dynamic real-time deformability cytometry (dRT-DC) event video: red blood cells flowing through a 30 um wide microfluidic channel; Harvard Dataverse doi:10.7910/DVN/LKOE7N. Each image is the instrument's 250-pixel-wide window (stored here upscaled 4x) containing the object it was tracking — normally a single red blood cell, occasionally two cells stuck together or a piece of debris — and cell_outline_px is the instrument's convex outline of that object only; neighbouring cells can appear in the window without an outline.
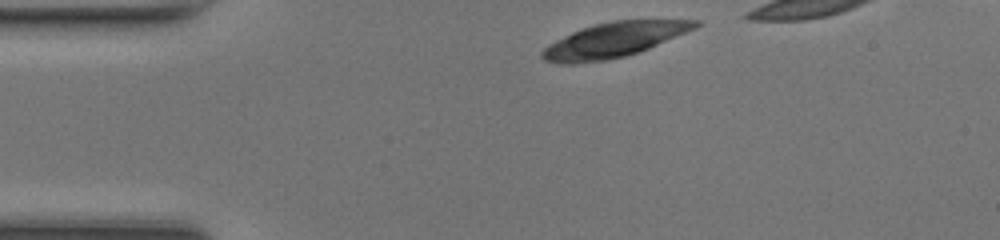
{"species": "common noctule bat (a hibernating species)", "species_latin": "Nyctalus noctula", "temperature_condition": "room temperature", "stored_images_in_passage": 34, "camera_frame_rate_fps": 3000, "um_per_image_px": 0.085, "animal": {"sex": "female", "body_mass_g": 17.0, "forearm_length_mm": 48.0}, "frame": {"image": 1, "passage_image": 1, "time_ms": 0.0, "image_size_px": [1000, 240], "cell_outline_px": [[700, 24], [696, 28], [648, 48], [624, 56], [604, 60], [572, 64], [560, 64], [544, 60], [540, 56], [540, 52], [548, 44], [572, 32], [596, 24], [612, 20], [700, 20]], "centroid_in_image_um": [52.14, 3.39], "position_along_channel_um": 32.9, "area_um2": 30.58}}
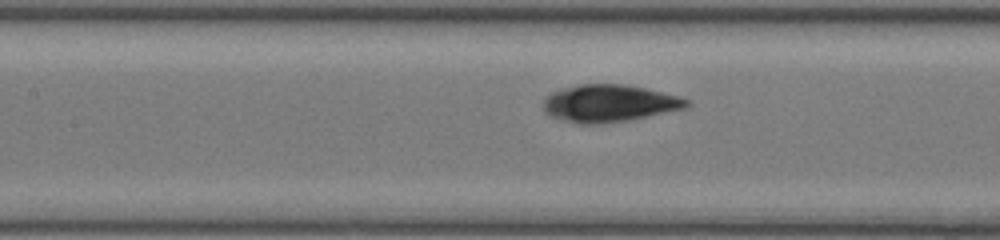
{"frame": {"image": 2, "passage_image": 13, "time_ms": 4.0, "image_size_px": [1000, 240], "cell_outline_px": [[692, 104], [688, 108], [628, 120], [600, 124], [580, 124], [564, 120], [552, 116], [544, 112], [544, 96], [560, 88], [580, 84], [624, 84], [644, 88], [680, 96], [688, 100]], "centroid_in_image_um": [51.79, 8.78], "position_along_channel_um": 155.6, "area_um2": 31.27}}
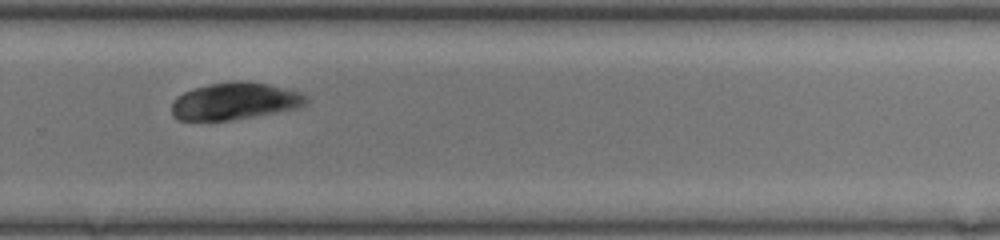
{"frame": {"image": 3, "passage_image": 24, "time_ms": 7.667, "image_size_px": [1000, 240], "cell_outline_px": [[308, 100], [304, 104], [296, 108], [276, 112], [228, 120], [180, 120], [172, 116], [172, 104], [176, 96], [192, 88], [208, 84], [232, 80], [248, 80], [268, 84], [304, 92], [308, 96]], "centroid_in_image_um": [19.96, 8.56], "position_along_channel_um": 309.8, "area_um2": 29.25}}